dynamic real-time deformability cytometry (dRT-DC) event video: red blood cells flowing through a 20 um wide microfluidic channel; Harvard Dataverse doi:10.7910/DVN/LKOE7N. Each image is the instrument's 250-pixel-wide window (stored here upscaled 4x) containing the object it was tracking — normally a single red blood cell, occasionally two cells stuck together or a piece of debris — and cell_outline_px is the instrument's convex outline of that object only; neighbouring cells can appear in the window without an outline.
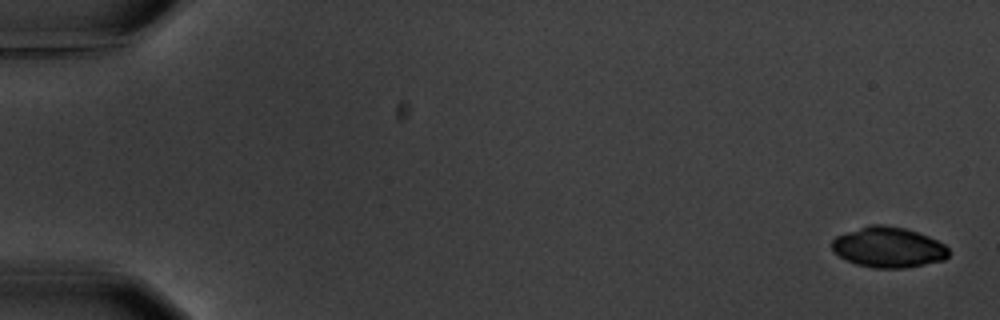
{"species": "common noctule bat (a hibernating species)", "species_latin": "Nyctalus noctula", "temperature_condition": "warm", "stored_images_in_passage": 5, "camera_frame_rate_fps": 3000, "um_per_image_px": 0.085, "animal": {"sex": "male", "body_mass_g": 20.1, "forearm_length_mm": 53.5}, "frame": {"image": 1, "passage_image": 1, "time_ms": 0.0, "image_size_px": [1000, 320], "cell_outline_px": [[948, 256], [944, 260], [904, 268], [876, 268], [856, 264], [840, 256], [832, 248], [832, 240], [836, 236], [868, 224], [884, 224], [904, 228], [928, 236], [944, 244], [948, 248]], "centroid_in_image_um": [75.51, 21.01], "position_along_channel_um": 9.5, "area_um2": 27.34}}
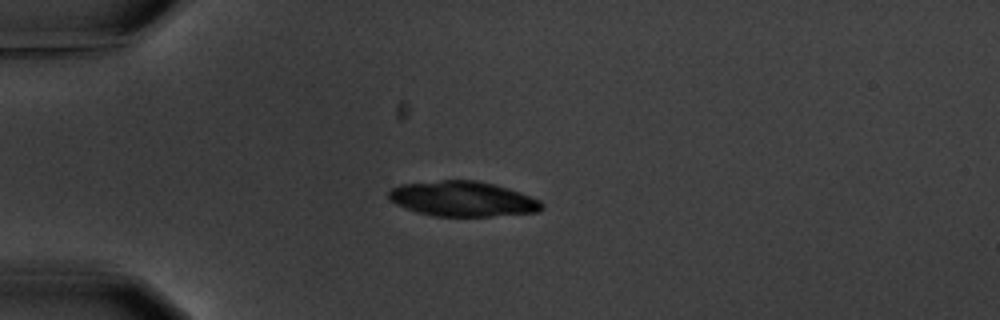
{"frame": {"image": 2, "passage_image": 4, "time_ms": 4.667, "image_size_px": [1000, 320], "cell_outline_px": [[544, 208], [540, 212], [492, 216], [436, 216], [416, 212], [404, 208], [388, 200], [388, 192], [392, 188], [400, 184], [440, 180], [476, 180], [508, 188], [520, 192], [540, 200]], "centroid_in_image_um": [39.31, 16.9], "position_along_channel_um": 45.7, "area_um2": 31.5}}